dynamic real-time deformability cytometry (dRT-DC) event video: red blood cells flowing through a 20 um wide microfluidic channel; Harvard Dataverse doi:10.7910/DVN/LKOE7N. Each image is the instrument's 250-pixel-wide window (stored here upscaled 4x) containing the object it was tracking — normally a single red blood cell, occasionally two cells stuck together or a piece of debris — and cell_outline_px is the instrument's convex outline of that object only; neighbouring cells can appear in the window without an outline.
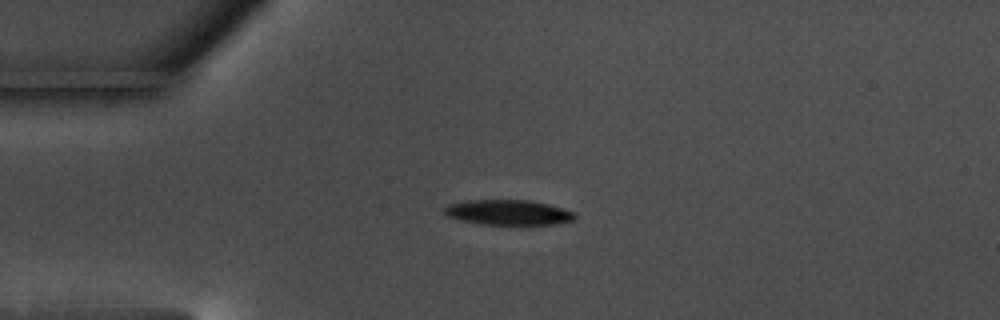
{"species": "common noctule bat (a hibernating species)", "species_latin": "Nyctalus noctula", "temperature_condition": "warm", "stored_images_in_passage": 45, "camera_frame_rate_fps": 3000, "um_per_image_px": 0.085, "animal": {"sex": "male", "body_mass_g": 17.5, "forearm_length_mm": 52.3}, "frame": {"image": 1, "passage_image": 1, "time_ms": 0.0, "image_size_px": [1000, 320], "cell_outline_px": [[576, 216], [572, 220], [556, 224], [480, 224], [460, 220], [448, 216], [444, 212], [444, 208], [448, 204], [468, 200], [528, 200], [548, 204], [572, 212]], "centroid_in_image_um": [43.15, 18.05], "position_along_channel_um": 41.8, "area_um2": 18.84}}
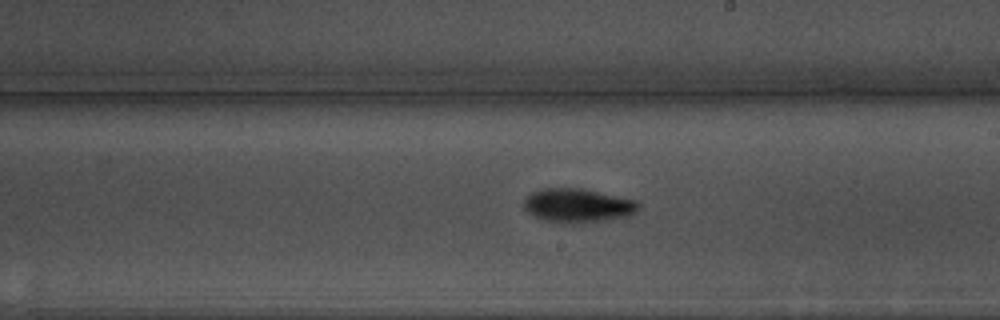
{"frame": {"image": 2, "passage_image": 20, "time_ms": 6.333, "image_size_px": [1000, 320], "cell_outline_px": [[640, 208], [636, 212], [628, 216], [604, 220], [568, 224], [560, 224], [544, 220], [528, 212], [524, 208], [524, 200], [532, 192], [544, 188], [580, 188], [636, 200], [640, 204]], "centroid_in_image_um": [49.11, 17.47], "position_along_channel_um": 239.9, "area_um2": 22.6}}
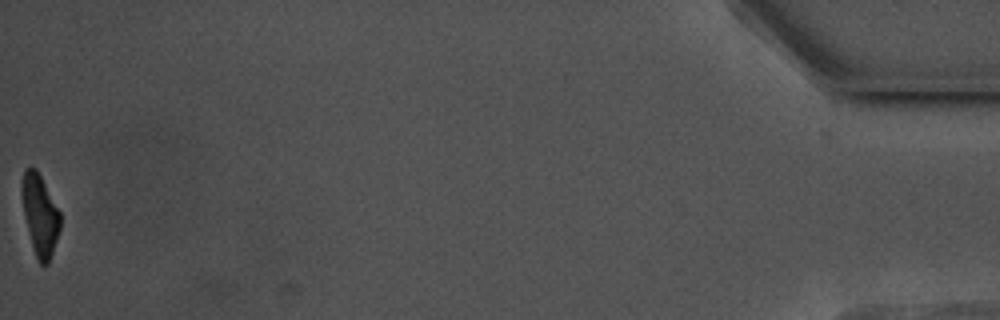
{"frame": {"image": 3, "passage_image": 45, "time_ms": 14.667, "image_size_px": [1000, 320], "cell_outline_px": [[60, 228], [48, 264], [40, 264], [36, 256], [32, 244], [24, 216], [20, 192], [20, 184], [24, 168], [36, 168], [60, 212]], "centroid_in_image_um": [3.36, 18.22], "position_along_channel_um": 431.8, "area_um2": 17.92}, "authors_computed_cell_mechanics": {"area_um2": 20.4034, "velocity_mm_per_s": 3.5208, "shape_relaxation_time_tau1_ms": 2.5979, "shape_relaxation_time_tau2_ms": 10.9577, "deformation_change_tau1": 0.1442, "deformation_change_tau2": 0.1803}}